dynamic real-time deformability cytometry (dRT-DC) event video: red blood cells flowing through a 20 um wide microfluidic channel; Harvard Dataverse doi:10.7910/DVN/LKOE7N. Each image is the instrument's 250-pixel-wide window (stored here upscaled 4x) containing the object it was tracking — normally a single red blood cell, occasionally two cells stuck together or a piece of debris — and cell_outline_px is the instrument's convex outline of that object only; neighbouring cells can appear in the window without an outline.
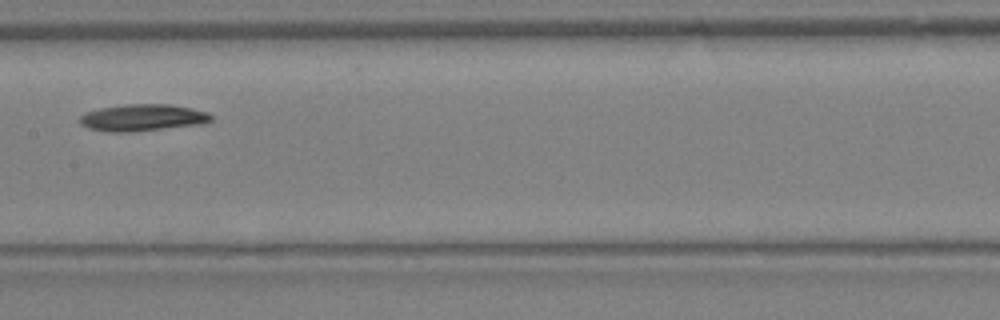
{"species": "Egyptian fruit bat (a non-hibernating species)", "species_latin": "Rousettus aegyptiacus", "temperature_condition": "warm", "stored_images_in_passage": 13, "camera_frame_rate_fps": 3000, "um_per_image_px": 0.085, "animal": {"sex": "female"}, "frame": {"image": 1, "passage_image": 11, "time_ms": 3.333, "image_size_px": [1000, 320], "cell_outline_px": [[212, 120], [204, 124], [132, 132], [108, 132], [88, 128], [80, 124], [80, 116], [84, 112], [100, 108], [128, 104], [172, 104], [192, 108], [208, 112], [212, 116]], "centroid_in_image_um": [12.14, 10.0], "position_along_channel_um": 195.3, "area_um2": 20.75}}